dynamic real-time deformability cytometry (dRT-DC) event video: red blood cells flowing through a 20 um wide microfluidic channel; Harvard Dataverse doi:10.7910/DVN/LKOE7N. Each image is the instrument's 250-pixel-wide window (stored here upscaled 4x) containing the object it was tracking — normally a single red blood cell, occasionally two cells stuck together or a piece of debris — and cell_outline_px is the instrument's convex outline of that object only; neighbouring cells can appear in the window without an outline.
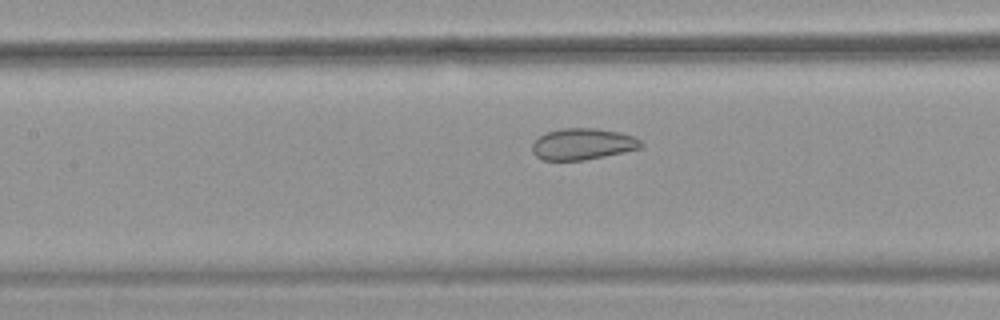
{"species": "common noctule bat (a hibernating species)", "species_latin": "Nyctalus noctula", "temperature_condition": "warm", "stored_images_in_passage": 30, "camera_frame_rate_fps": 3000, "um_per_image_px": 0.085, "animal": {"sex": "female", "body_mass_g": 18.4}, "frame": {"image": 1, "passage_image": 18, "time_ms": 5.667, "image_size_px": [1000, 320], "cell_outline_px": [[644, 144], [640, 148], [604, 156], [584, 160], [544, 160], [536, 156], [532, 152], [532, 144], [540, 136], [548, 132], [560, 128], [596, 128], [620, 132], [632, 136], [640, 140]], "centroid_in_image_um": [49.52, 12.24], "position_along_channel_um": 157.9, "area_um2": 19.77}}
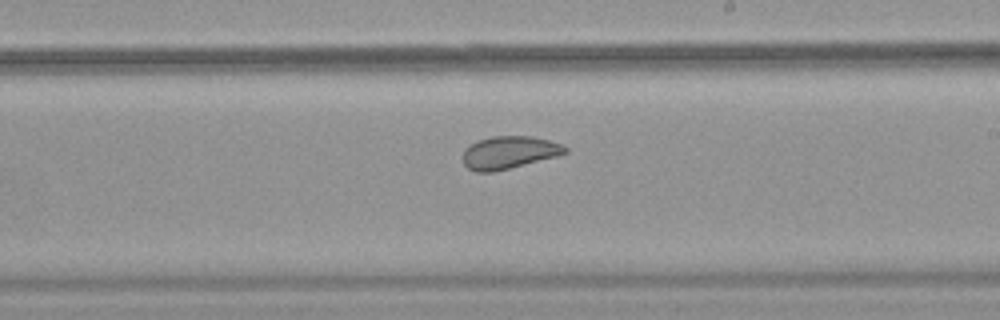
{"frame": {"image": 2, "passage_image": 25, "time_ms": 8.0, "image_size_px": [1000, 320], "cell_outline_px": [[568, 152], [556, 156], [492, 172], [476, 172], [468, 168], [464, 164], [464, 148], [480, 140], [492, 136], [532, 136], [548, 140], [560, 144], [568, 148]], "centroid_in_image_um": [43.26, 12.95], "position_along_channel_um": 245.7, "area_um2": 19.07}}
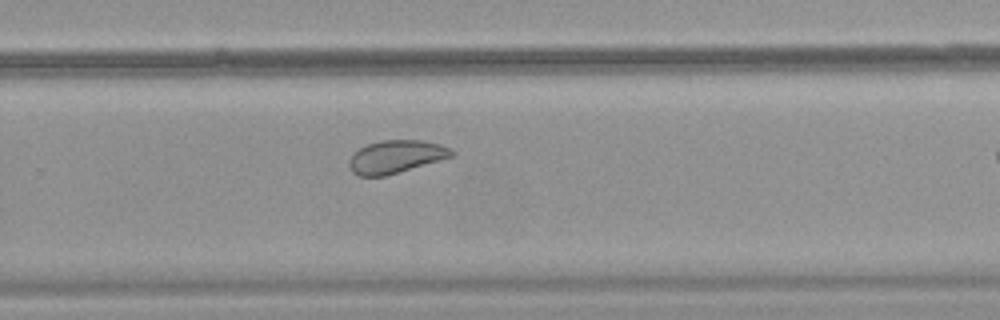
{"frame": {"image": 3, "passage_image": 29, "time_ms": 9.333, "image_size_px": [1000, 320], "cell_outline_px": [[456, 152], [452, 156], [440, 160], [384, 176], [360, 176], [352, 172], [352, 156], [360, 148], [368, 144], [384, 140], [420, 140], [440, 144], [452, 148]], "centroid_in_image_um": [33.72, 13.31], "position_along_channel_um": 296.1, "area_um2": 19.13}}